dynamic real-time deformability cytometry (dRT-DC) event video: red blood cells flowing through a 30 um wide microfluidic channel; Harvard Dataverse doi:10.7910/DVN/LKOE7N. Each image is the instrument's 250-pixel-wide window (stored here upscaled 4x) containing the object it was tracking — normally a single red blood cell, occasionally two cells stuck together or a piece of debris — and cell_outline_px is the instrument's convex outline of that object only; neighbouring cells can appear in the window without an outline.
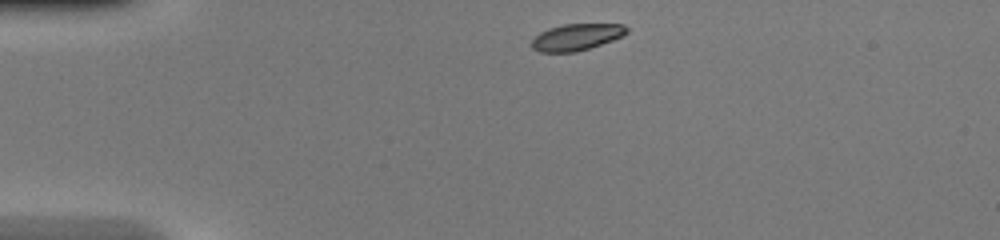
{"species": "common noctule bat (a hibernating species)", "species_latin": "Nyctalus noctula", "temperature_condition": "warm", "stored_images_in_passage": 39, "camera_frame_rate_fps": 3000, "um_per_image_px": 0.085, "animal": {"sex": "female", "body_mass_g": 20.0, "forearm_length_mm": 54.0}, "frame": {"image": 1, "passage_image": 1, "time_ms": 0.0, "image_size_px": [1000, 240], "cell_outline_px": [[628, 32], [624, 36], [576, 52], [540, 52], [532, 48], [528, 44], [540, 32], [548, 28], [564, 24], [624, 24], [628, 28]], "centroid_in_image_um": [48.98, 3.15], "position_along_channel_um": 36.0, "area_um2": 14.8}}
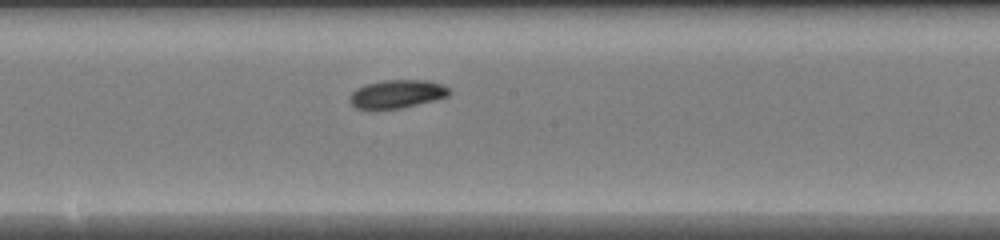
{"frame": {"image": 2, "passage_image": 17, "time_ms": 5.333, "image_size_px": [1000, 240], "cell_outline_px": [[452, 92], [448, 96], [436, 100], [400, 108], [356, 108], [348, 100], [348, 96], [356, 88], [364, 84], [384, 80], [428, 80], [444, 84]], "centroid_in_image_um": [33.76, 7.97], "position_along_channel_um": 214.4, "area_um2": 16.47}}
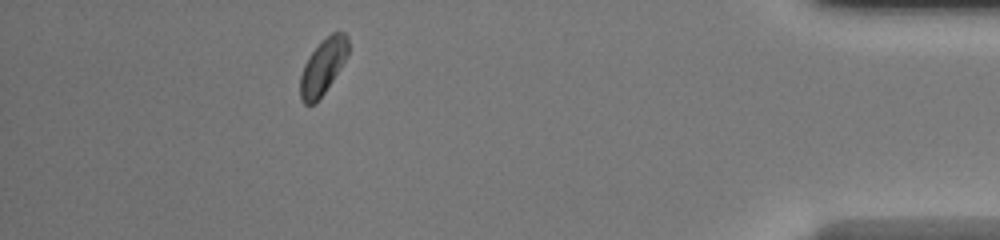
{"frame": {"image": 3, "passage_image": 34, "time_ms": 11.0, "image_size_px": [1000, 240], "cell_outline_px": [[348, 56], [324, 92], [312, 104], [304, 104], [300, 100], [300, 76], [304, 64], [308, 56], [332, 32], [344, 32], [348, 36]], "centroid_in_image_um": [27.44, 5.66], "position_along_channel_um": 407.8, "area_um2": 15.14}, "authors_computed_cell_mechanics": {"area_um2": 16.0106, "velocity_mm_per_s": 4.2589, "shape_relaxation_time_tau1_ms": 2.7233, "shape_relaxation_time_tau2_ms": null, "deformation_change_tau1": 0.1164, "deformation_change_tau2": null}}